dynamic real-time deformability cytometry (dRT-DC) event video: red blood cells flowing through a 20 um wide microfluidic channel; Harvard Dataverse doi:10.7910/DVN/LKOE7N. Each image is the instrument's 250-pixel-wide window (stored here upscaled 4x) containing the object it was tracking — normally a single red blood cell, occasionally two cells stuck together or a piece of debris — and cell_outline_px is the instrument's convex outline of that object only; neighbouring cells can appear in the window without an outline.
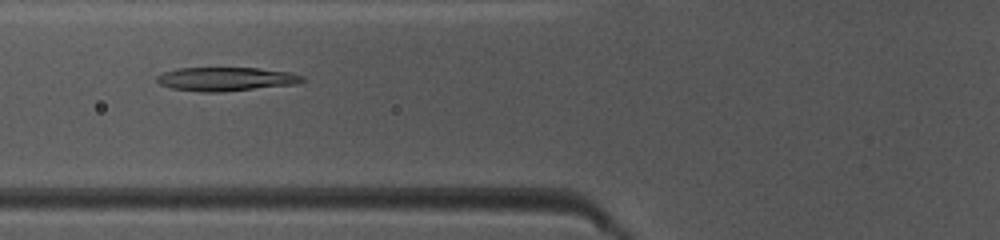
{"species": "common noctule bat (a hibernating species)", "species_latin": "Nyctalus noctula", "temperature_condition": "warm", "stored_images_in_passage": 48, "camera_frame_rate_fps": 3000, "um_per_image_px": 0.085, "animal": {"sex": "female", "body_mass_g": 10.0, "forearm_length_mm": 53.1}, "frame": {"image": 1, "passage_image": 19, "time_ms": 6.0, "image_size_px": [1000, 240], "cell_outline_px": [[308, 80], [296, 84], [220, 92], [204, 92], [172, 88], [160, 84], [156, 80], [156, 76], [164, 72], [180, 68], [260, 68], [288, 72], [304, 76]], "centroid_in_image_um": [19.24, 6.72], "position_along_channel_um": 106.6, "area_um2": 20.06}}
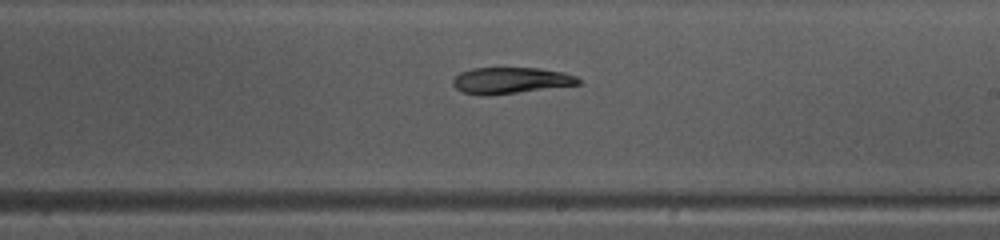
{"frame": {"image": 2, "passage_image": 29, "time_ms": 9.333, "image_size_px": [1000, 240], "cell_outline_px": [[580, 84], [484, 96], [480, 96], [464, 92], [456, 88], [452, 84], [452, 80], [460, 72], [472, 68], [540, 68], [564, 72], [576, 76], [580, 80]], "centroid_in_image_um": [43.38, 6.83], "position_along_channel_um": 245.6, "area_um2": 19.07}}
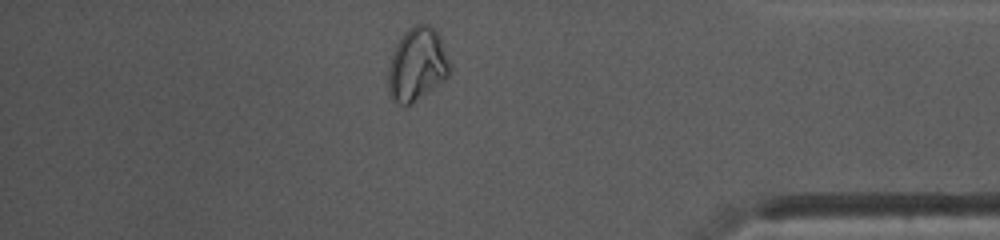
{"frame": {"image": 3, "passage_image": 42, "time_ms": 13.667, "image_size_px": [1000, 240], "cell_outline_px": [[452, 68], [448, 76], [444, 80], [408, 104], [400, 104], [392, 100], [388, 92], [388, 68], [396, 44], [400, 36], [408, 28], [416, 24], [428, 24], [436, 28], [440, 32], [452, 64]], "centroid_in_image_um": [35.49, 5.41], "position_along_channel_um": 399.7, "area_um2": 26.59}}